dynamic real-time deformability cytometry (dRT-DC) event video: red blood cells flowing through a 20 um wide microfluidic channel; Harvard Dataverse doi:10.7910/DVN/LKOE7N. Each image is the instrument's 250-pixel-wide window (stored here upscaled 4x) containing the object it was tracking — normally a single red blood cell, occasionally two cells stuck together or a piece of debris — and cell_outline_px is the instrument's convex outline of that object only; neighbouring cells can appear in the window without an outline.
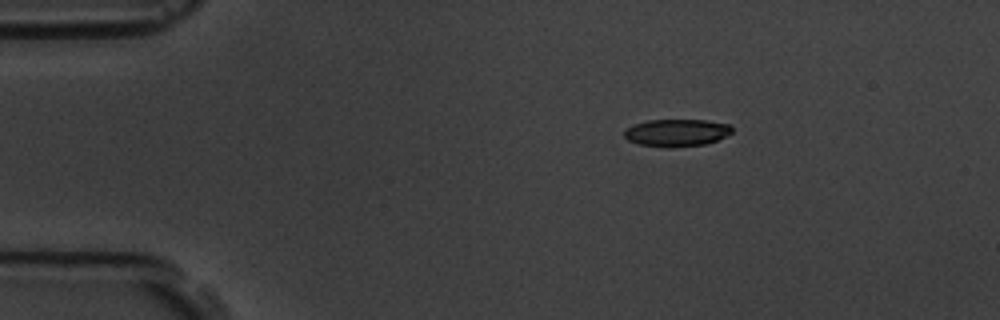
{"species": "common noctule bat (a hibernating species)", "species_latin": "Nyctalus noctula", "temperature_condition": "room temperature", "stored_images_in_passage": 49, "camera_frame_rate_fps": 3000, "um_per_image_px": 0.085, "animal": {"sex": "male", "body_mass_g": 19.5, "forearm_length_mm": 54.6}, "frame": {"image": 1, "passage_image": 1, "time_ms": 0.0, "image_size_px": [1000, 320], "cell_outline_px": [[732, 132], [716, 140], [704, 144], [640, 144], [628, 140], [624, 136], [624, 128], [632, 124], [648, 120], [704, 120], [732, 124]], "centroid_in_image_um": [57.51, 11.21], "position_along_channel_um": 27.5, "area_um2": 16.3}}
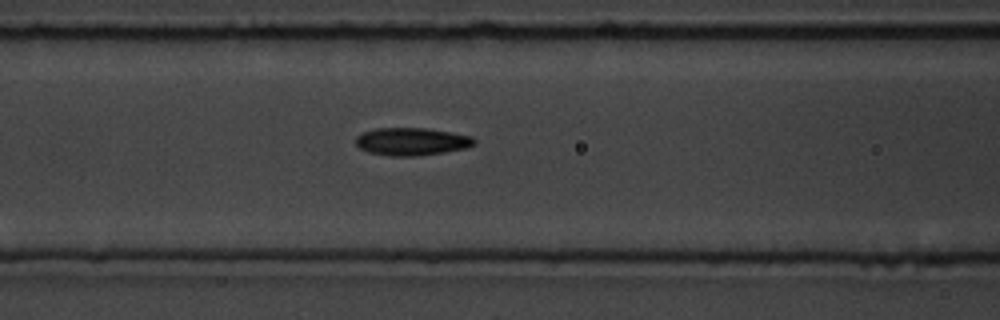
{"frame": {"image": 2, "passage_image": 15, "time_ms": 4.667, "image_size_px": [1000, 320], "cell_outline_px": [[476, 144], [468, 148], [444, 152], [412, 156], [392, 156], [368, 152], [360, 148], [356, 144], [356, 136], [364, 132], [376, 128], [424, 128], [452, 132], [472, 136], [476, 140]], "centroid_in_image_um": [35.03, 12.03], "position_along_channel_um": 131.6, "area_um2": 19.13}}
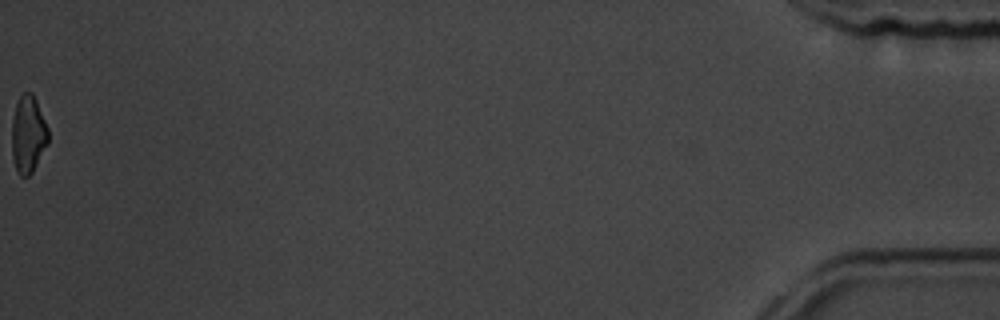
{"frame": {"image": 3, "passage_image": 49, "time_ms": 16.0, "image_size_px": [1000, 320], "cell_outline_px": [[48, 144], [32, 172], [28, 176], [20, 176], [16, 172], [12, 156], [12, 116], [16, 104], [20, 96], [24, 92], [32, 92], [36, 100], [48, 128]], "centroid_in_image_um": [2.38, 11.43], "position_along_channel_um": 432.8, "area_um2": 16.47}, "authors_computed_cell_mechanics": {"area_um2": 18.1492, "velocity_mm_per_s": 3.5704, "shape_relaxation_time_tau1_ms": 4.9413, "shape_relaxation_time_tau2_ms": 4.6752, "deformation_change_tau1": 0.1193, "deformation_change_tau2": 0.1241}}